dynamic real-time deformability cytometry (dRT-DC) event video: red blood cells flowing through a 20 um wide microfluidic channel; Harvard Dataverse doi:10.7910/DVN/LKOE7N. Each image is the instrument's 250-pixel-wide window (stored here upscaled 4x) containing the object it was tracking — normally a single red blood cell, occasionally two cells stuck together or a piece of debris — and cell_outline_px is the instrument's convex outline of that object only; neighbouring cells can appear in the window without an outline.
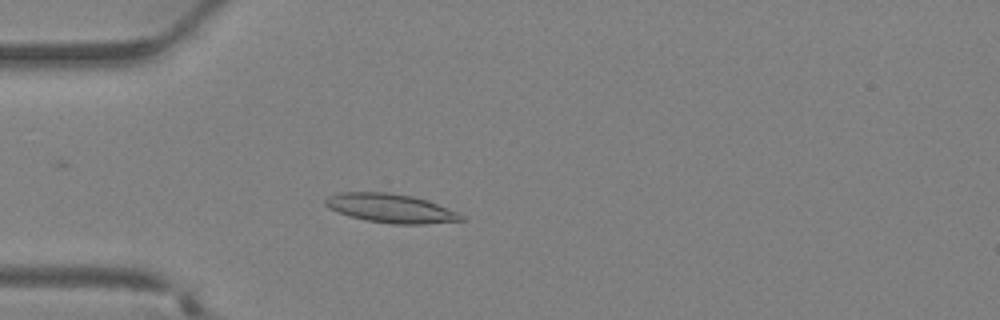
{"species": "Egyptian fruit bat (a non-hibernating species)", "species_latin": "Rousettus aegyptiacus", "temperature_condition": "warm", "stored_images_in_passage": 37, "camera_frame_rate_fps": 3000, "um_per_image_px": 0.085, "animal": {"sex": "female"}, "frame": {"image": 1, "passage_image": 10, "time_ms": 3.0, "image_size_px": [1000, 320], "cell_outline_px": [[468, 220], [424, 224], [392, 224], [364, 220], [348, 216], [328, 208], [324, 204], [324, 200], [328, 196], [340, 192], [388, 192], [412, 196], [428, 200], [460, 212]], "centroid_in_image_um": [33.24, 17.71], "position_along_channel_um": 51.8, "area_um2": 23.29}}
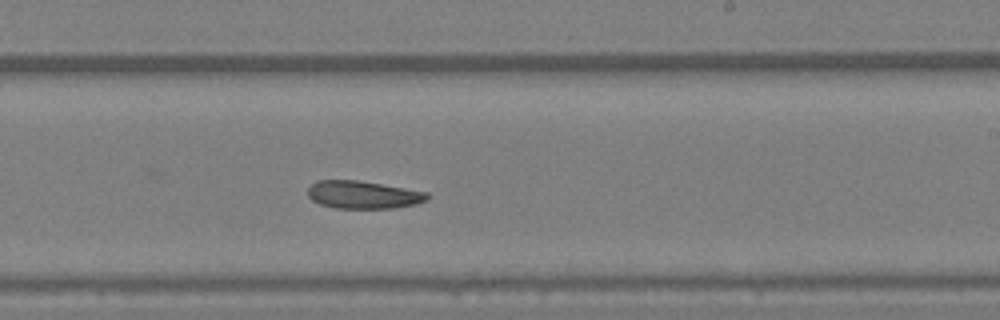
{"frame": {"image": 2, "passage_image": 22, "time_ms": 7.0, "image_size_px": [1000, 320], "cell_outline_px": [[428, 200], [416, 204], [396, 208], [336, 208], [320, 204], [312, 200], [308, 196], [308, 188], [316, 180], [356, 180], [428, 192]], "centroid_in_image_um": [30.86, 16.56], "position_along_channel_um": 258.1, "area_um2": 19.25}}
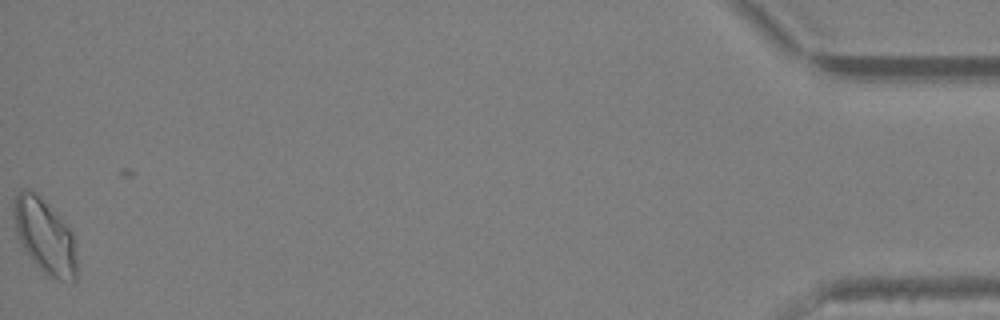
{"frame": {"image": 3, "passage_image": 37, "time_ms": 12.0, "image_size_px": [1000, 320], "cell_outline_px": [[76, 280], [72, 284], [52, 280], [28, 256], [20, 244], [16, 232], [12, 212], [12, 200], [16, 192], [24, 188], [28, 188], [36, 192], [40, 196], [72, 232], [76, 260]], "centroid_in_image_um": [3.77, 20.09], "position_along_channel_um": 431.4, "area_um2": 27.86}}